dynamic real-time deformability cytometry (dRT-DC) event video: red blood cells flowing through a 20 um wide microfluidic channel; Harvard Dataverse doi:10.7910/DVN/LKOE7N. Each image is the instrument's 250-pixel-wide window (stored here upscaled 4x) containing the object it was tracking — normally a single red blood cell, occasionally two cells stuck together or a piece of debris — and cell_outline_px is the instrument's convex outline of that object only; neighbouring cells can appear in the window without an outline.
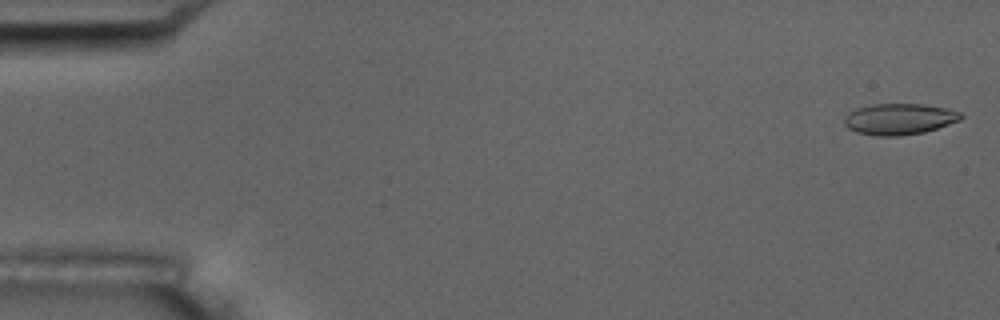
{"species": "common noctule bat (a hibernating species)", "species_latin": "Nyctalus noctula", "temperature_condition": "room temperature", "stored_images_in_passage": 17, "camera_frame_rate_fps": 3000, "um_per_image_px": 0.085, "animal": {"sex": "male", "body_mass_g": 17.5, "forearm_length_mm": 52.3}, "frame": {"image": 1, "passage_image": 1, "time_ms": 0.0, "image_size_px": [1000, 320], "cell_outline_px": [[964, 116], [960, 120], [924, 132], [900, 136], [876, 136], [856, 132], [848, 128], [844, 124], [844, 116], [848, 112], [856, 108], [872, 104], [924, 104], [948, 108], [960, 112]], "centroid_in_image_um": [76.42, 10.11], "position_along_channel_um": 8.6, "area_um2": 21.33}, "authors_computed_cell_mechanics": {"area_um2": 21.097, "velocity_mm_per_s": 3.5521, "shape_relaxation_time_tau1_ms": 6.5377, "shape_relaxation_time_tau2_ms": 1.1138, "deformation_change_tau1": 0.1478, "deformation_change_tau2": 0.0509}}